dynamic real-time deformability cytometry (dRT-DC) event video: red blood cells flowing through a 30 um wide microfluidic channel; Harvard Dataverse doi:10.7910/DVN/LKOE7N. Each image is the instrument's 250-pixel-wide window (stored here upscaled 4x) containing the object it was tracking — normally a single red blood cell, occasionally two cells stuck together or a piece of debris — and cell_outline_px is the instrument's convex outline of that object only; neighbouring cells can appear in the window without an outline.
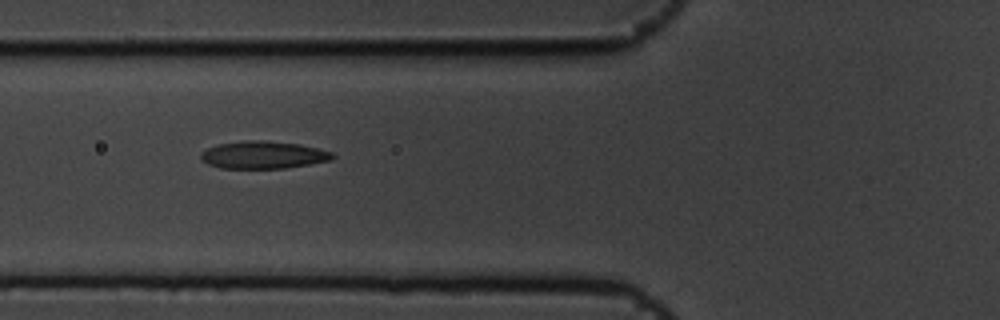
{"species": "common noctule bat (a hibernating species)", "species_latin": "Nyctalus noctula", "temperature_condition": "cold", "stored_images_in_passage": 9, "camera_frame_rate_fps": 3000, "um_per_image_px": 0.085, "animal": {"sex": "male", "body_mass_g": 19.5, "forearm_length_mm": 54.6}, "frame": {"image": 1, "passage_image": 6, "time_ms": 1.667, "image_size_px": [1000, 320], "cell_outline_px": [[336, 156], [332, 160], [284, 168], [220, 168], [208, 164], [200, 156], [200, 152], [208, 148], [220, 144], [244, 140], [260, 140], [300, 144], [332, 152]], "centroid_in_image_um": [22.38, 13.16], "position_along_channel_um": 103.4, "area_um2": 20.92}}
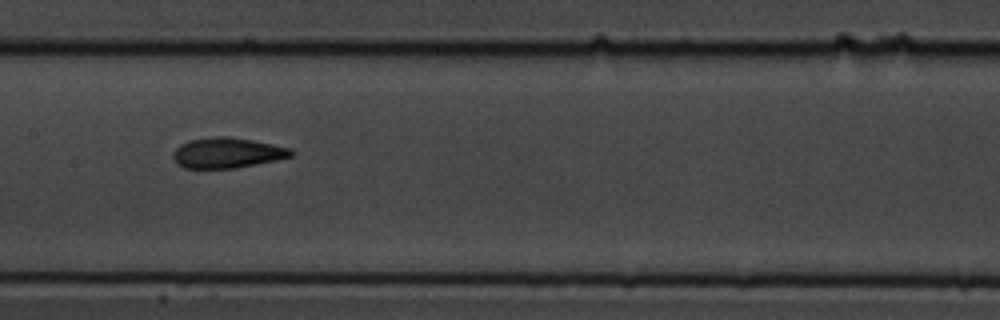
{"frame": {"image": 2, "passage_image": 8, "time_ms": 2.333, "image_size_px": [1000, 320], "cell_outline_px": [[296, 152], [292, 156], [276, 160], [236, 168], [184, 168], [176, 164], [172, 156], [176, 148], [180, 144], [188, 140], [212, 136], [228, 136], [252, 140], [292, 148]], "centroid_in_image_um": [19.31, 12.98], "position_along_channel_um": 188.1, "area_um2": 21.1}}
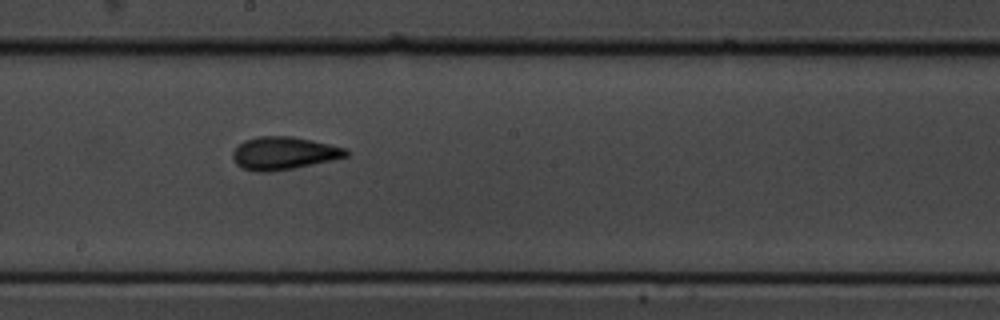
{"frame": {"image": 3, "passage_image": 9, "time_ms": 2.667, "image_size_px": [1000, 320], "cell_outline_px": [[348, 156], [332, 160], [292, 168], [268, 172], [256, 172], [240, 168], [236, 164], [232, 156], [232, 152], [244, 140], [260, 136], [292, 136], [312, 140], [348, 148]], "centroid_in_image_um": [24.11, 13.02], "position_along_channel_um": 224.1, "area_um2": 21.68}}